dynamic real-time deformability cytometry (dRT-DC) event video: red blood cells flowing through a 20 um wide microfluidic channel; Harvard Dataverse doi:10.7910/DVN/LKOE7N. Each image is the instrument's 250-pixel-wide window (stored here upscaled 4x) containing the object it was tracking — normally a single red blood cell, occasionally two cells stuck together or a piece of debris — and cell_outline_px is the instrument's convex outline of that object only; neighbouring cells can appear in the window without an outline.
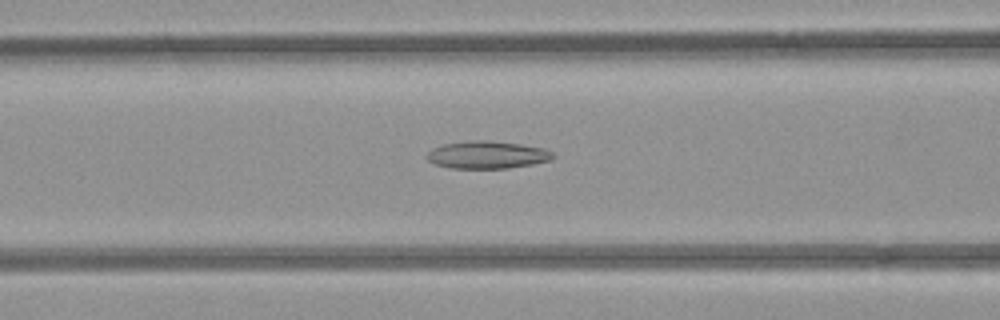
{"species": "common noctule bat (a hibernating species)", "species_latin": "Nyctalus noctula", "temperature_condition": "room temperature", "stored_images_in_passage": 53, "camera_frame_rate_fps": 3000, "um_per_image_px": 0.085, "animal": {"sex": "female", "body_mass_g": 21.9}, "frame": {"image": 1, "passage_image": 22, "time_ms": 7.0, "image_size_px": [1000, 320], "cell_outline_px": [[556, 156], [548, 160], [532, 164], [508, 168], [452, 168], [436, 164], [428, 160], [428, 152], [432, 148], [444, 144], [472, 140], [488, 140], [520, 144], [544, 148], [552, 152]], "centroid_in_image_um": [41.42, 13.15], "position_along_channel_um": 125.2, "area_um2": 20.0}}
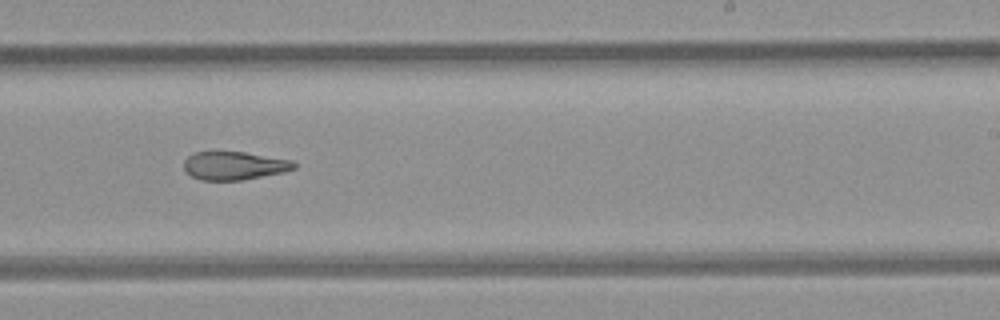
{"frame": {"image": 2, "passage_image": 33, "time_ms": 10.667, "image_size_px": [1000, 320], "cell_outline_px": [[296, 168], [284, 172], [240, 180], [200, 180], [192, 176], [184, 168], [184, 160], [188, 156], [196, 152], [244, 152], [292, 160], [296, 164]], "centroid_in_image_um": [19.92, 14.08], "position_along_channel_um": 269.1, "area_um2": 17.98}}
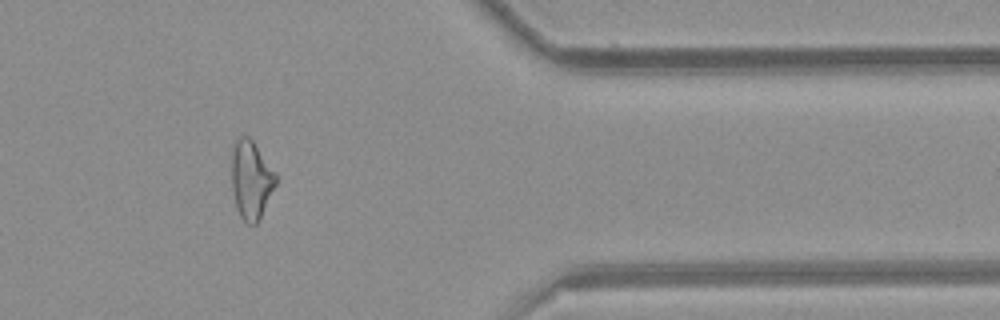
{"frame": {"image": 3, "passage_image": 44, "time_ms": 14.333, "image_size_px": [1000, 320], "cell_outline_px": [[276, 184], [260, 220], [256, 224], [248, 224], [240, 216], [236, 208], [232, 188], [232, 148], [236, 140], [240, 136], [248, 136], [252, 140], [276, 172]], "centroid_in_image_um": [21.35, 15.3], "position_along_channel_um": 390.1, "area_um2": 20.23}, "authors_computed_cell_mechanics": {"area_um2": 21.6172, "velocity_mm_per_s": 3.9359, "shape_relaxation_time_tau1_ms": null, "shape_relaxation_time_tau2_ms": 6.5704, "deformation_change_tau1": null, "deformation_change_tau2": 0.1811}}